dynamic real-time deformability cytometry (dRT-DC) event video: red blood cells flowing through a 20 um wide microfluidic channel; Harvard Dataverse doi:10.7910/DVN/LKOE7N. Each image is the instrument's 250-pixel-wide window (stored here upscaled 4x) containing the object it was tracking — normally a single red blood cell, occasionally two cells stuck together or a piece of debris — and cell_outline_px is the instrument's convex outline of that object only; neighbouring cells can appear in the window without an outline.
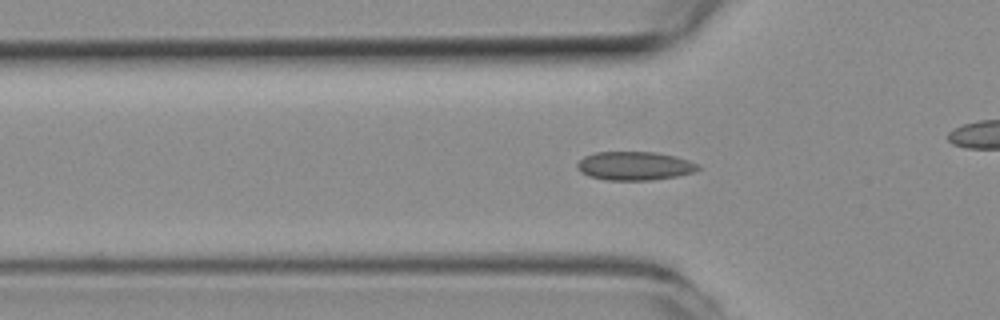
{"species": "common noctule bat (a hibernating species)", "species_latin": "Nyctalus noctula", "temperature_condition": "room temperature", "stored_images_in_passage": 41, "camera_frame_rate_fps": 3000, "um_per_image_px": 0.085, "animal": {"sex": "female", "body_mass_g": 19.3, "forearm_length_mm": 54.1}, "frame": {"image": 1, "passage_image": 16, "time_ms": 5.0, "image_size_px": [1000, 320], "cell_outline_px": [[700, 168], [696, 172], [676, 176], [652, 180], [604, 180], [588, 176], [580, 172], [576, 168], [576, 164], [584, 156], [596, 152], [656, 152], [676, 156], [700, 164]], "centroid_in_image_um": [53.94, 14.1], "position_along_channel_um": 71.9, "area_um2": 20.4}}
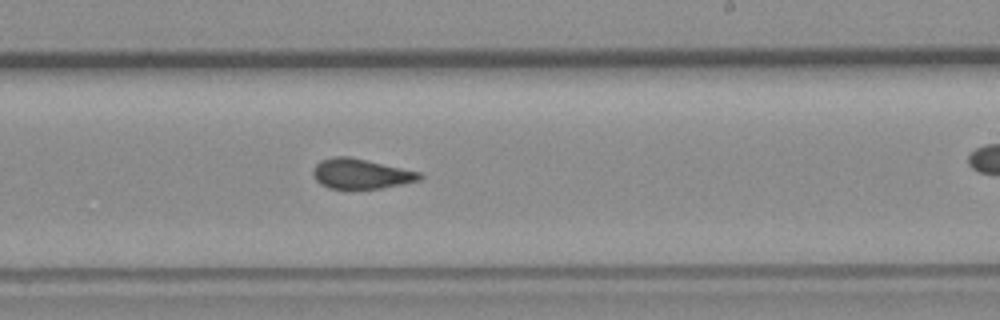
{"frame": {"image": 2, "passage_image": 30, "time_ms": 9.667, "image_size_px": [1000, 320], "cell_outline_px": [[424, 176], [420, 180], [380, 188], [328, 188], [320, 184], [312, 176], [312, 172], [316, 164], [320, 160], [336, 156], [348, 156], [420, 172]], "centroid_in_image_um": [30.64, 14.76], "position_along_channel_um": 258.4, "area_um2": 18.44}}
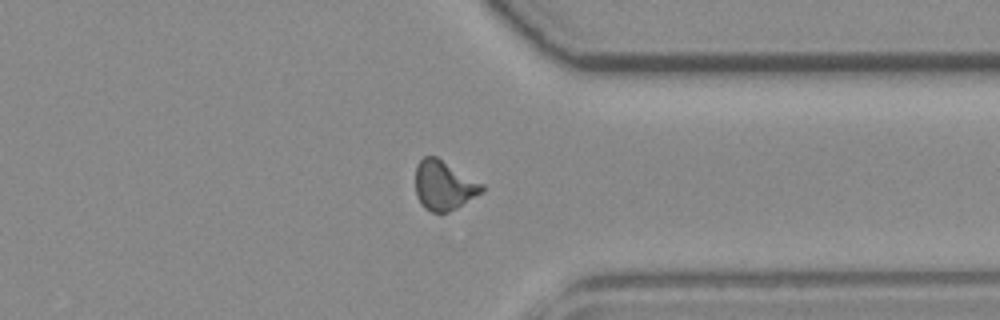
{"frame": {"image": 3, "passage_image": 39, "time_ms": 12.667, "image_size_px": [1000, 320], "cell_outline_px": [[484, 192], [456, 208], [448, 212], [432, 212], [424, 208], [420, 204], [416, 196], [416, 164], [424, 156], [436, 156], [484, 184]], "centroid_in_image_um": [37.73, 15.76], "position_along_channel_um": 373.7, "area_um2": 19.25}}